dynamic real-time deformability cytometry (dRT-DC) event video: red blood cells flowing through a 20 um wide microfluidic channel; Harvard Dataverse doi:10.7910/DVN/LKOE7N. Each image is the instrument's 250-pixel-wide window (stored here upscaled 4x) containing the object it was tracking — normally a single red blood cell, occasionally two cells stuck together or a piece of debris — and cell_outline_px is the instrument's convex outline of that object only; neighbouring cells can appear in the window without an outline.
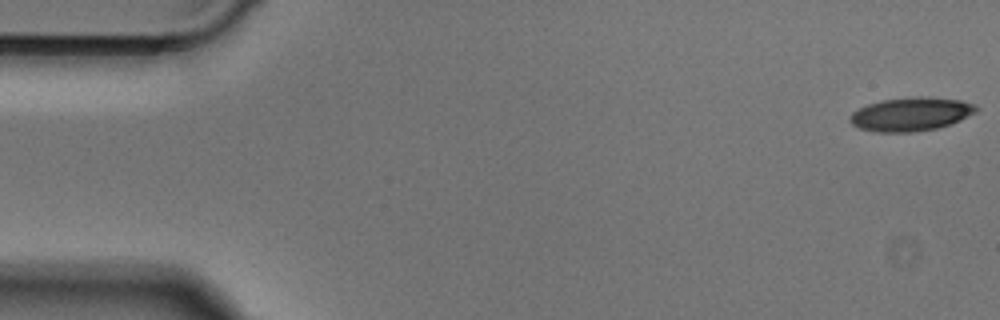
{"species": "Egyptian fruit bat (a non-hibernating species)", "species_latin": "Rousettus aegyptiacus", "temperature_condition": "cold", "stored_images_in_passage": 49, "camera_frame_rate_fps": 3000, "um_per_image_px": 0.085, "animal": {"sex": "male"}, "frame": {"image": 1, "passage_image": 1, "time_ms": 0.0, "image_size_px": [1000, 320], "cell_outline_px": [[980, 108], [976, 112], [952, 124], [936, 128], [912, 132], [876, 132], [860, 128], [852, 124], [848, 120], [848, 116], [852, 112], [868, 104], [880, 100], [916, 96], [920, 96], [960, 100], [976, 104]], "centroid_in_image_um": [77.43, 9.7], "position_along_channel_um": 7.6, "area_um2": 24.85}}
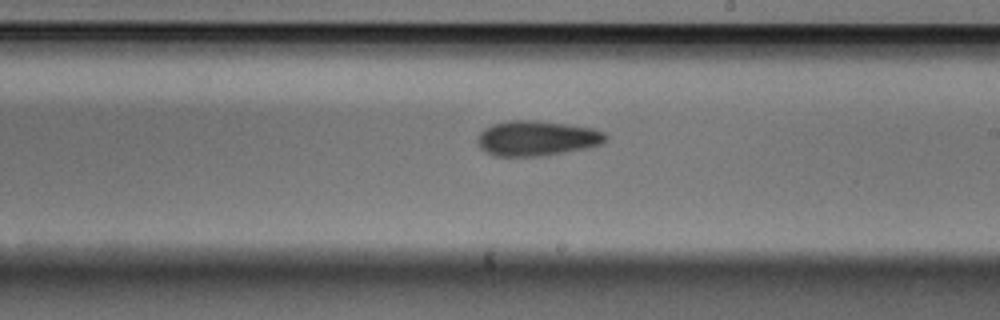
{"frame": {"image": 2, "passage_image": 28, "time_ms": 9.0, "image_size_px": [1000, 320], "cell_outline_px": [[608, 140], [600, 144], [588, 148], [544, 156], [492, 156], [484, 152], [480, 148], [476, 140], [480, 132], [484, 128], [492, 124], [512, 120], [528, 120], [568, 124], [592, 128], [604, 132], [608, 136]], "centroid_in_image_um": [45.62, 11.76], "position_along_channel_um": 243.4, "area_um2": 26.47}}
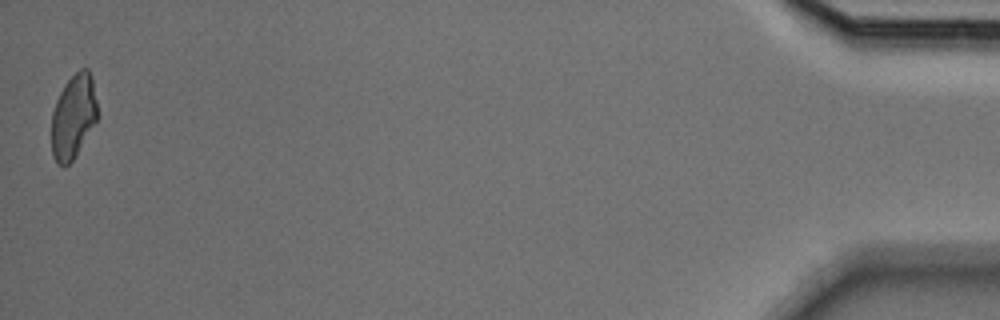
{"frame": {"image": 3, "passage_image": 49, "time_ms": 16.0, "image_size_px": [1000, 320], "cell_outline_px": [[96, 120], [72, 160], [64, 168], [52, 156], [52, 112], [56, 100], [64, 84], [80, 68], [88, 68], [92, 76], [96, 100]], "centroid_in_image_um": [6.22, 9.86], "position_along_channel_um": 429.0, "area_um2": 22.08}}